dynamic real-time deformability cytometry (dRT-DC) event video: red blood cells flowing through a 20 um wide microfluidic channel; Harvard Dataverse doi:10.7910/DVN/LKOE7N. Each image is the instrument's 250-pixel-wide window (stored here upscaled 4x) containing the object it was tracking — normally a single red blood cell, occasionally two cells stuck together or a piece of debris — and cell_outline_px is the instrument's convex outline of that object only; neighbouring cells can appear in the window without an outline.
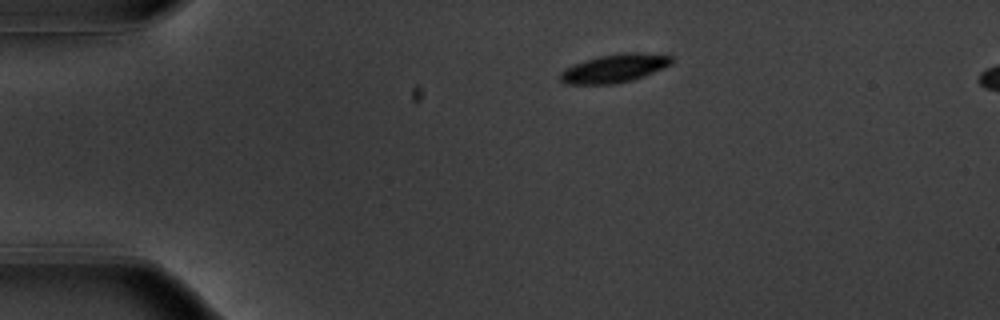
{"species": "common noctule bat (a hibernating species)", "species_latin": "Nyctalus noctula", "temperature_condition": "warm", "stored_images_in_passage": 45, "camera_frame_rate_fps": 3000, "um_per_image_px": 0.085, "animal": {"sex": "male", "body_mass_g": 20.1, "forearm_length_mm": 53.5}, "frame": {"image": 1, "passage_image": 1, "time_ms": 0.0, "image_size_px": [1000, 320], "cell_outline_px": [[672, 64], [644, 76], [632, 80], [616, 84], [564, 84], [560, 80], [560, 72], [564, 68], [600, 56], [620, 52], [640, 52], [672, 56]], "centroid_in_image_um": [52.23, 5.81], "position_along_channel_um": 32.8, "area_um2": 18.38}}
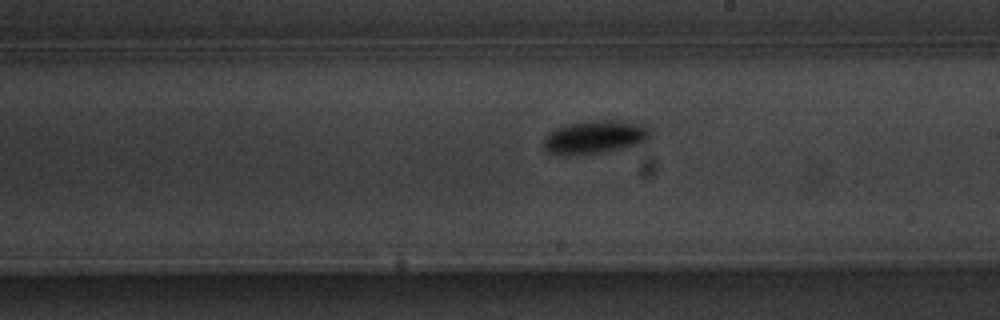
{"frame": {"image": 2, "passage_image": 22, "time_ms": 7.0, "image_size_px": [1000, 320], "cell_outline_px": [[652, 132], [648, 140], [640, 144], [600, 152], [564, 156], [552, 152], [544, 148], [544, 136], [548, 132], [556, 128], [568, 124], [592, 120], [624, 120], [640, 124], [648, 128]], "centroid_in_image_um": [50.58, 11.63], "position_along_channel_um": 238.4, "area_um2": 20.63}}
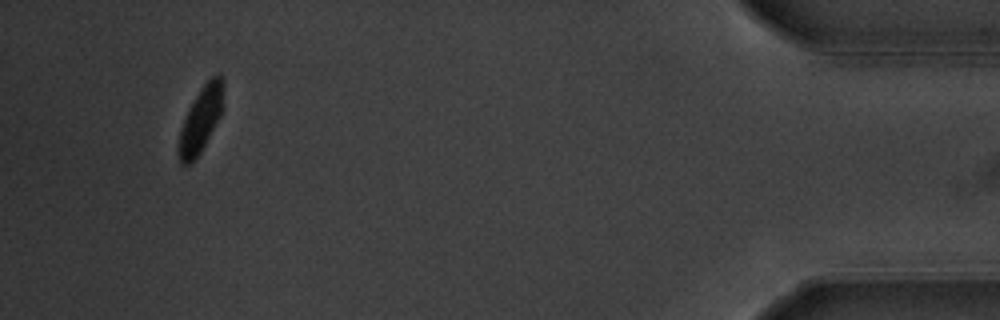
{"frame": {"image": 3, "passage_image": 42, "time_ms": 13.667, "image_size_px": [1000, 320], "cell_outline_px": [[224, 88], [220, 116], [200, 152], [188, 164], [180, 164], [176, 152], [176, 148], [180, 128], [188, 108], [200, 88], [212, 76], [220, 76], [224, 80]], "centroid_in_image_um": [17.02, 10.17], "position_along_channel_um": 418.2, "area_um2": 16.99}, "authors_computed_cell_mechanics": {"area_um2": 18.7272, "velocity_mm_per_s": 3.6945, "shape_relaxation_time_tau1_ms": 1.7189, "shape_relaxation_time_tau2_ms": null, "deformation_change_tau1": 0.1228, "deformation_change_tau2": null}}